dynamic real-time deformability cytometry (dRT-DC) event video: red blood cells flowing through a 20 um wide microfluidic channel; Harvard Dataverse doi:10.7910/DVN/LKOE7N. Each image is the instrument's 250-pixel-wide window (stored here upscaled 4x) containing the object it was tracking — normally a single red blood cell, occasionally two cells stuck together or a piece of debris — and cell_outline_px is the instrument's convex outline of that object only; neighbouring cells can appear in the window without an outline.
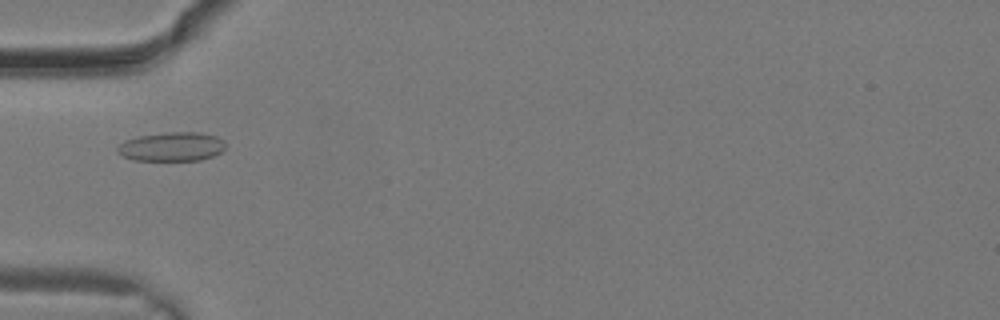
{"species": "common noctule bat (a hibernating species)", "species_latin": "Nyctalus noctula", "temperature_condition": "warm", "stored_images_in_passage": 11, "camera_frame_rate_fps": 3000, "um_per_image_px": 0.085, "animal": {"sex": "male", "body_mass_g": 19.2, "forearm_length_mm": 51.8}, "frame": {"image": 1, "passage_image": 8, "time_ms": 2.333, "image_size_px": [1000, 320], "cell_outline_px": [[224, 148], [220, 152], [212, 156], [200, 160], [132, 160], [116, 152], [116, 148], [124, 140], [140, 136], [168, 132], [200, 132], [216, 136], [224, 140]], "centroid_in_image_um": [14.58, 12.46], "position_along_channel_um": 70.4, "area_um2": 18.21}}
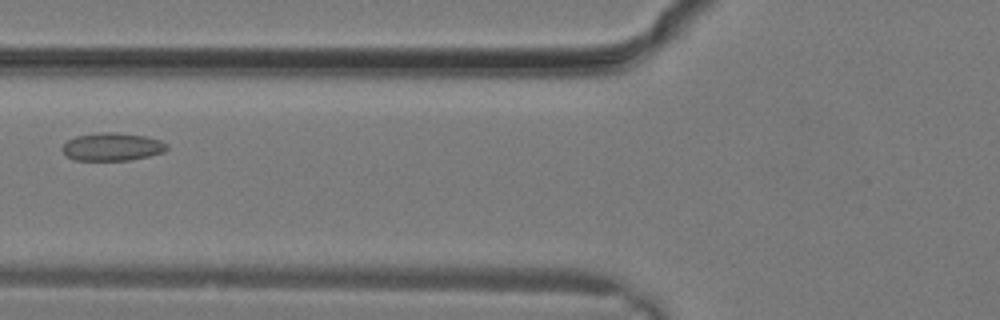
{"frame": {"image": 2, "passage_image": 10, "time_ms": 3.0, "image_size_px": [1000, 320], "cell_outline_px": [[168, 148], [164, 152], [132, 160], [76, 160], [68, 156], [60, 148], [68, 140], [76, 136], [96, 132], [116, 132], [144, 136], [160, 140], [168, 144]], "centroid_in_image_um": [9.55, 12.47], "position_along_channel_um": 116.3, "area_um2": 17.05}}